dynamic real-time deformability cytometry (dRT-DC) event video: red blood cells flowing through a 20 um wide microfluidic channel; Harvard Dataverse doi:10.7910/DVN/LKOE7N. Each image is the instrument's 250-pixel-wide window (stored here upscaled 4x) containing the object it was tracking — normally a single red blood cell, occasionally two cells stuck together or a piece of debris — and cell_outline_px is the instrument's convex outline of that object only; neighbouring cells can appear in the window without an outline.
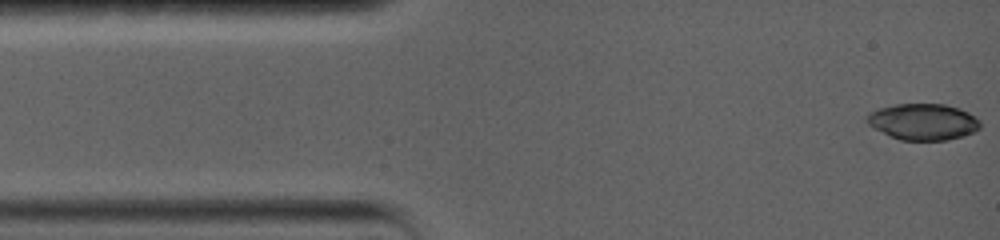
{"species": "common noctule bat (a hibernating species)", "species_latin": "Nyctalus noctula", "temperature_condition": "warm", "stored_images_in_passage": 4, "camera_frame_rate_fps": 5000, "um_per_image_px": 0.085, "animal": {"sex": "female", "body_mass_g": 19.0, "forearm_length_mm": 56.7}, "frame": {"image": 1, "passage_image": 1, "time_ms": 0.0, "image_size_px": [1000, 240], "cell_outline_px": [[980, 128], [964, 136], [948, 140], [900, 140], [868, 124], [864, 120], [864, 116], [868, 112], [880, 108], [896, 104], [944, 104], [960, 108], [968, 112], [980, 120]], "centroid_in_image_um": [78.46, 10.34], "position_along_channel_um": 6.5, "area_um2": 23.99}}
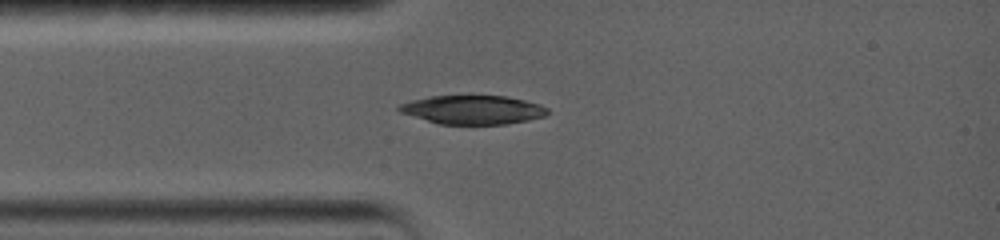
{"frame": {"image": 2, "passage_image": 4, "time_ms": 3.2, "image_size_px": [1000, 240], "cell_outline_px": [[548, 112], [544, 116], [528, 120], [504, 124], [440, 124], [400, 112], [396, 108], [400, 104], [412, 100], [428, 96], [508, 96], [540, 104], [548, 108]], "centroid_in_image_um": [40.2, 9.32], "position_along_channel_um": 44.8, "area_um2": 24.74}}